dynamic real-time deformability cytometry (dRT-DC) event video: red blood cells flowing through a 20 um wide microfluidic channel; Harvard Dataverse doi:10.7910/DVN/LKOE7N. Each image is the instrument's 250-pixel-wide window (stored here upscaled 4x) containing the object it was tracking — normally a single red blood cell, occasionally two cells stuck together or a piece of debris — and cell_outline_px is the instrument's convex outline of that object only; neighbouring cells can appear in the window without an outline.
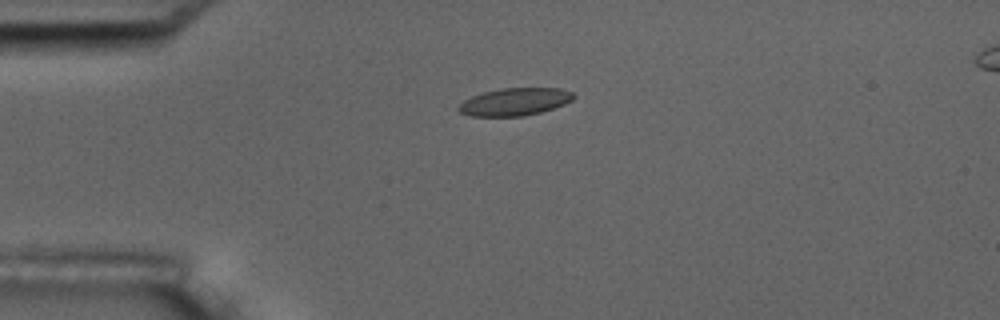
{"species": "common noctule bat (a hibernating species)", "species_latin": "Nyctalus noctula", "temperature_condition": "room temperature", "stored_images_in_passage": 6, "camera_frame_rate_fps": 3000, "um_per_image_px": 0.085, "animal": {"sex": "male", "body_mass_g": 17.5, "forearm_length_mm": 52.3}, "frame": {"image": 1, "passage_image": 6, "time_ms": 6.667, "image_size_px": [1000, 320], "cell_outline_px": [[576, 96], [572, 100], [564, 104], [540, 112], [524, 116], [472, 116], [460, 112], [456, 108], [464, 100], [472, 96], [484, 92], [500, 88], [560, 88], [572, 92]], "centroid_in_image_um": [43.75, 8.65], "position_along_channel_um": 41.2, "area_um2": 18.38}}